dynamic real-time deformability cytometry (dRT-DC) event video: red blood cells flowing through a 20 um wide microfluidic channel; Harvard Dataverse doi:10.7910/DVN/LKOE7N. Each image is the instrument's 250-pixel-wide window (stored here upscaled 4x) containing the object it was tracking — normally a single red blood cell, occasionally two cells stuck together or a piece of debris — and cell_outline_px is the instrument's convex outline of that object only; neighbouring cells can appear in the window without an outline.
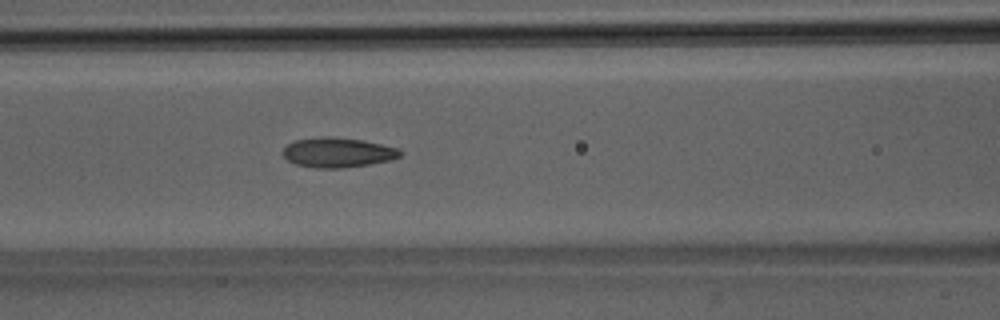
{"species": "Egyptian fruit bat (a non-hibernating species)", "species_latin": "Rousettus aegyptiacus", "temperature_condition": "room temperature", "stored_images_in_passage": 40, "camera_frame_rate_fps": 3000, "um_per_image_px": 0.085, "animal": {"sex": "male"}, "frame": {"image": 1, "passage_image": 15, "time_ms": 4.667, "image_size_px": [1000, 320], "cell_outline_px": [[404, 152], [400, 156], [392, 160], [344, 168], [312, 168], [296, 164], [288, 160], [280, 152], [288, 144], [296, 140], [320, 136], [332, 136], [360, 140], [400, 148]], "centroid_in_image_um": [28.71, 12.96], "position_along_channel_um": 137.9, "area_um2": 20.52}}
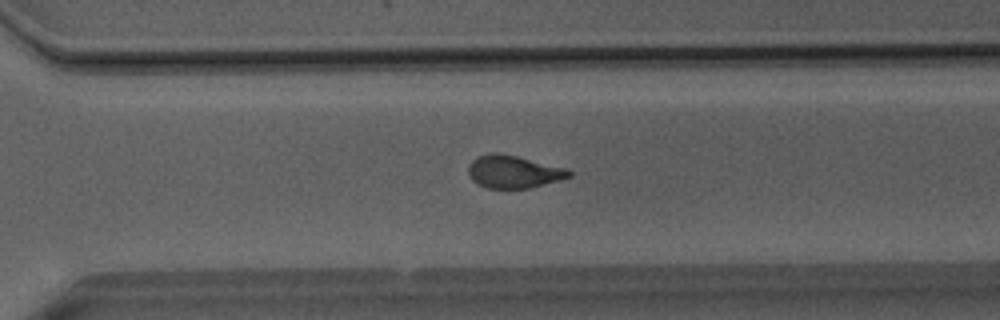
{"frame": {"image": 2, "passage_image": 29, "time_ms": 9.333, "image_size_px": [1000, 320], "cell_outline_px": [[572, 176], [560, 180], [528, 188], [488, 188], [472, 180], [468, 176], [468, 164], [476, 156], [492, 152], [500, 152], [568, 168], [572, 172]], "centroid_in_image_um": [43.64, 14.57], "position_along_channel_um": 327.0, "area_um2": 19.36}}
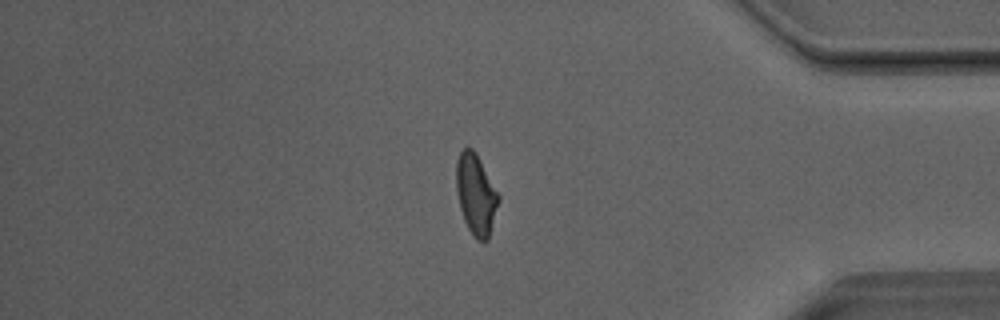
{"frame": {"image": 3, "passage_image": 36, "time_ms": 11.667, "image_size_px": [1000, 320], "cell_outline_px": [[500, 200], [488, 240], [484, 244], [476, 240], [472, 236], [464, 220], [460, 208], [456, 188], [456, 160], [460, 152], [468, 144], [476, 152], [500, 196]], "centroid_in_image_um": [40.46, 16.54], "position_along_channel_um": 394.7, "area_um2": 20.23}, "authors_computed_cell_mechanics": {"area_um2": 19.941, "velocity_mm_per_s": 4.0568, "shape_relaxation_time_tau1_ms": 5.2871, "shape_relaxation_time_tau2_ms": 1.4075, "deformation_change_tau1": 0.1624, "deformation_change_tau2": 0.0757}}